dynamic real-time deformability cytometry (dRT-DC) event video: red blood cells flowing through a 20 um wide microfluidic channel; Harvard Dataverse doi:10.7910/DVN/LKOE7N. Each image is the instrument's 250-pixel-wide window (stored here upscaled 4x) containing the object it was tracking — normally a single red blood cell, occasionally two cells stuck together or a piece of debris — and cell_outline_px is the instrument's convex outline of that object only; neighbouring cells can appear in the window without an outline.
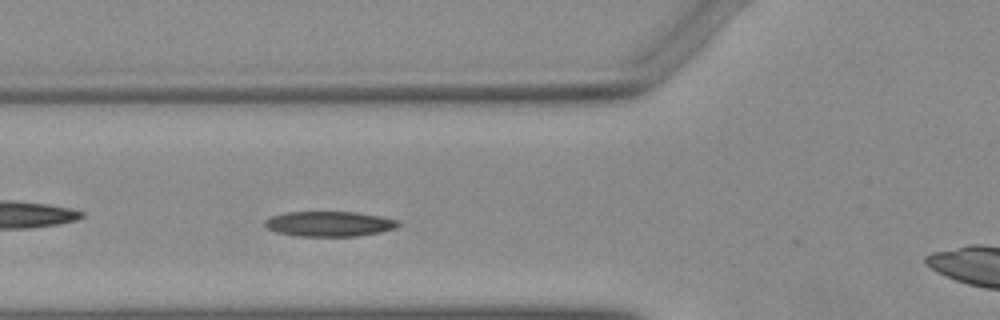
{"species": "Egyptian fruit bat (a non-hibernating species)", "species_latin": "Rousettus aegyptiacus", "temperature_condition": "warm", "stored_images_in_passage": 8, "camera_frame_rate_fps": 3000, "um_per_image_px": 0.085, "animal": {"sex": "female"}, "frame": {"image": 1, "passage_image": 5, "time_ms": 1.333, "image_size_px": [1000, 320], "cell_outline_px": [[400, 224], [396, 228], [380, 232], [356, 236], [296, 236], [276, 232], [268, 228], [264, 224], [264, 220], [272, 216], [284, 212], [356, 212], [380, 216], [400, 220]], "centroid_in_image_um": [28.0, 19.02], "position_along_channel_um": 97.8, "area_um2": 19.59}}